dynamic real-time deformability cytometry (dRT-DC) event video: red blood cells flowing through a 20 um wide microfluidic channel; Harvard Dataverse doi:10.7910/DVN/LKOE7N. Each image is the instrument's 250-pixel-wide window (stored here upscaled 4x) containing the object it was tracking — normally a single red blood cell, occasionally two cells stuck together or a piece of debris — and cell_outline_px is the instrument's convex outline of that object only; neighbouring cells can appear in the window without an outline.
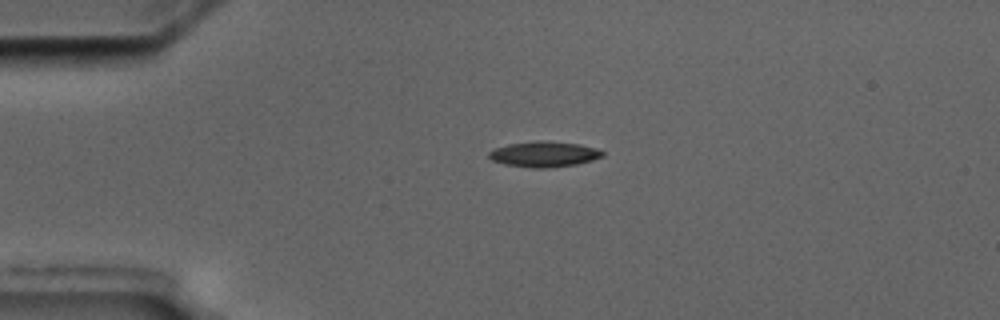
{"species": "common noctule bat (a hibernating species)", "species_latin": "Nyctalus noctula", "temperature_condition": "cold", "stored_images_in_passage": 5, "camera_frame_rate_fps": 3000, "um_per_image_px": 0.085, "animal": {"sex": "male", "body_mass_g": 17.5, "forearm_length_mm": 52.3}, "frame": {"image": 1, "passage_image": 5, "time_ms": 4.667, "image_size_px": [1000, 320], "cell_outline_px": [[604, 156], [592, 160], [576, 164], [548, 168], [532, 168], [504, 164], [492, 160], [488, 156], [488, 152], [496, 148], [508, 144], [536, 140], [544, 140], [580, 144], [596, 148], [604, 152]], "centroid_in_image_um": [46.25, 13.1], "position_along_channel_um": 38.8, "area_um2": 16.99}}